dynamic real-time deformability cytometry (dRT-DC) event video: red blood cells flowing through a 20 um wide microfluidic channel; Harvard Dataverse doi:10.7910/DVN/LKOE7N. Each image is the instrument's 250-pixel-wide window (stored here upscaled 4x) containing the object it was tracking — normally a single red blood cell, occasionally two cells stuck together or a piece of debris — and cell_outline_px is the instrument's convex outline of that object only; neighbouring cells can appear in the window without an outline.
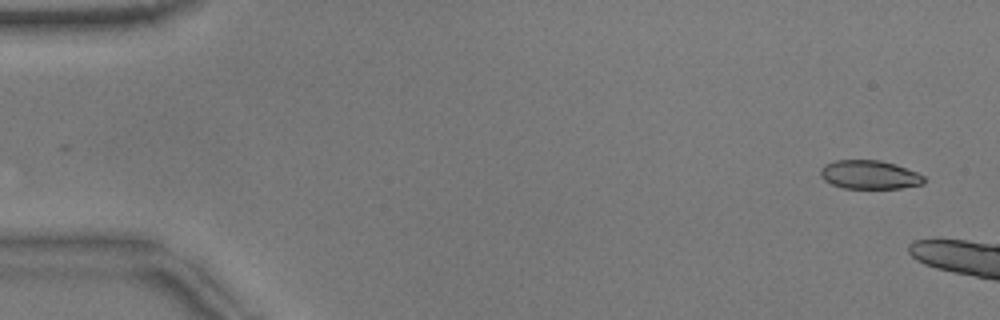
{"species": "common noctule bat (a hibernating species)", "species_latin": "Nyctalus noctula", "temperature_condition": "warm", "stored_images_in_passage": 9, "camera_frame_rate_fps": 3000, "um_per_image_px": 0.085, "animal": {"sex": "male", "body_mass_g": 17.9}, "frame": {"image": 1, "passage_image": 2, "time_ms": 0.333, "image_size_px": [1000, 320], "cell_outline_px": [[924, 184], [900, 188], [844, 188], [832, 184], [824, 180], [820, 176], [820, 168], [824, 164], [836, 160], [880, 160], [896, 164], [916, 172], [924, 176]], "centroid_in_image_um": [73.89, 14.84], "position_along_channel_um": 11.1, "area_um2": 17.34}}